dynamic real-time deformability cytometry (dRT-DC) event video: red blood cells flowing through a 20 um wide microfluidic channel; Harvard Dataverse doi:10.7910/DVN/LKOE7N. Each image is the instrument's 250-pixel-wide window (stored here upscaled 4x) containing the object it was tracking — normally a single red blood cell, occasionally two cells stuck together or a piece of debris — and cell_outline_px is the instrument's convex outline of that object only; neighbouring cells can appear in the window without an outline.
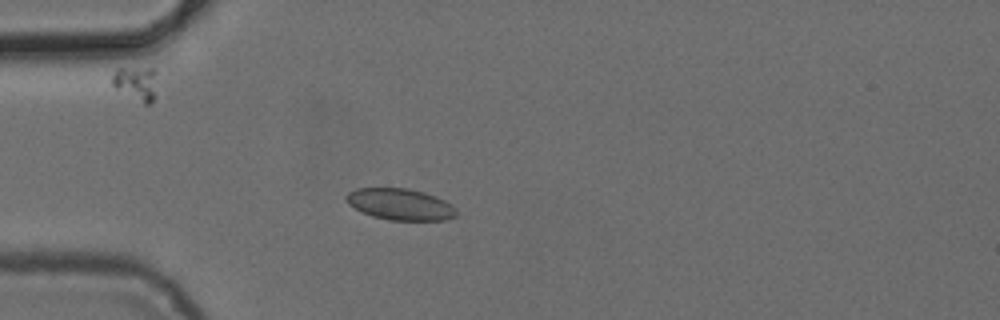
{"species": "common noctule bat (a hibernating species)", "species_latin": "Nyctalus noctula", "temperature_condition": "cold", "stored_images_in_passage": 4, "camera_frame_rate_fps": 3000, "um_per_image_px": 0.085, "animal": {"sex": "female", "body_mass_g": 24.6, "forearm_length_mm": 56.2}, "frame": {"image": 1, "passage_image": 4, "time_ms": 4.667, "image_size_px": [1000, 320], "cell_outline_px": [[456, 216], [444, 220], [388, 220], [372, 216], [360, 212], [348, 204], [344, 196], [348, 192], [356, 188], [408, 188], [424, 192], [436, 196], [452, 204], [456, 208]], "centroid_in_image_um": [33.99, 17.36], "position_along_channel_um": 51.0, "area_um2": 20.4}}